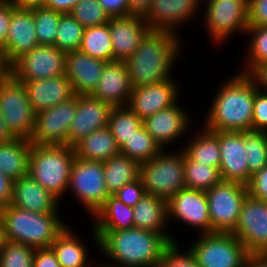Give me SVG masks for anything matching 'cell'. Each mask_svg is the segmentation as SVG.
<instances>
[{
    "label": "cell",
    "mask_w": 267,
    "mask_h": 267,
    "mask_svg": "<svg viewBox=\"0 0 267 267\" xmlns=\"http://www.w3.org/2000/svg\"><path fill=\"white\" fill-rule=\"evenodd\" d=\"M205 3L204 22L214 41L221 42L237 31L247 32L248 0H207Z\"/></svg>",
    "instance_id": "13"
},
{
    "label": "cell",
    "mask_w": 267,
    "mask_h": 267,
    "mask_svg": "<svg viewBox=\"0 0 267 267\" xmlns=\"http://www.w3.org/2000/svg\"><path fill=\"white\" fill-rule=\"evenodd\" d=\"M58 199L29 175L14 180L11 205L35 213H58Z\"/></svg>",
    "instance_id": "26"
},
{
    "label": "cell",
    "mask_w": 267,
    "mask_h": 267,
    "mask_svg": "<svg viewBox=\"0 0 267 267\" xmlns=\"http://www.w3.org/2000/svg\"><path fill=\"white\" fill-rule=\"evenodd\" d=\"M133 219L135 227L139 229L167 234L164 228L169 222L168 201L151 194H145L133 207Z\"/></svg>",
    "instance_id": "28"
},
{
    "label": "cell",
    "mask_w": 267,
    "mask_h": 267,
    "mask_svg": "<svg viewBox=\"0 0 267 267\" xmlns=\"http://www.w3.org/2000/svg\"><path fill=\"white\" fill-rule=\"evenodd\" d=\"M67 53L50 45H38L16 60L11 75L21 83L64 75Z\"/></svg>",
    "instance_id": "11"
},
{
    "label": "cell",
    "mask_w": 267,
    "mask_h": 267,
    "mask_svg": "<svg viewBox=\"0 0 267 267\" xmlns=\"http://www.w3.org/2000/svg\"><path fill=\"white\" fill-rule=\"evenodd\" d=\"M0 113L15 138L30 139L36 119L26 87L11 74L0 83Z\"/></svg>",
    "instance_id": "8"
},
{
    "label": "cell",
    "mask_w": 267,
    "mask_h": 267,
    "mask_svg": "<svg viewBox=\"0 0 267 267\" xmlns=\"http://www.w3.org/2000/svg\"><path fill=\"white\" fill-rule=\"evenodd\" d=\"M70 14L85 28L104 25L111 18L98 0H79Z\"/></svg>",
    "instance_id": "41"
},
{
    "label": "cell",
    "mask_w": 267,
    "mask_h": 267,
    "mask_svg": "<svg viewBox=\"0 0 267 267\" xmlns=\"http://www.w3.org/2000/svg\"><path fill=\"white\" fill-rule=\"evenodd\" d=\"M12 13L13 3L9 0H0V50L4 52L5 58L6 38L8 35Z\"/></svg>",
    "instance_id": "48"
},
{
    "label": "cell",
    "mask_w": 267,
    "mask_h": 267,
    "mask_svg": "<svg viewBox=\"0 0 267 267\" xmlns=\"http://www.w3.org/2000/svg\"><path fill=\"white\" fill-rule=\"evenodd\" d=\"M11 74V67L7 63L4 52L0 50V83Z\"/></svg>",
    "instance_id": "57"
},
{
    "label": "cell",
    "mask_w": 267,
    "mask_h": 267,
    "mask_svg": "<svg viewBox=\"0 0 267 267\" xmlns=\"http://www.w3.org/2000/svg\"><path fill=\"white\" fill-rule=\"evenodd\" d=\"M177 243H172L164 252L157 267H199L194 255L189 251L184 254ZM179 248V249H178Z\"/></svg>",
    "instance_id": "44"
},
{
    "label": "cell",
    "mask_w": 267,
    "mask_h": 267,
    "mask_svg": "<svg viewBox=\"0 0 267 267\" xmlns=\"http://www.w3.org/2000/svg\"><path fill=\"white\" fill-rule=\"evenodd\" d=\"M152 0H128L129 15L145 16L151 7Z\"/></svg>",
    "instance_id": "55"
},
{
    "label": "cell",
    "mask_w": 267,
    "mask_h": 267,
    "mask_svg": "<svg viewBox=\"0 0 267 267\" xmlns=\"http://www.w3.org/2000/svg\"><path fill=\"white\" fill-rule=\"evenodd\" d=\"M247 191L250 197L267 202V165L251 175Z\"/></svg>",
    "instance_id": "47"
},
{
    "label": "cell",
    "mask_w": 267,
    "mask_h": 267,
    "mask_svg": "<svg viewBox=\"0 0 267 267\" xmlns=\"http://www.w3.org/2000/svg\"><path fill=\"white\" fill-rule=\"evenodd\" d=\"M196 138L185 145L182 150L194 161L205 163L208 166L220 168L219 137L206 128L201 130Z\"/></svg>",
    "instance_id": "33"
},
{
    "label": "cell",
    "mask_w": 267,
    "mask_h": 267,
    "mask_svg": "<svg viewBox=\"0 0 267 267\" xmlns=\"http://www.w3.org/2000/svg\"><path fill=\"white\" fill-rule=\"evenodd\" d=\"M14 180L0 171V209L11 205Z\"/></svg>",
    "instance_id": "52"
},
{
    "label": "cell",
    "mask_w": 267,
    "mask_h": 267,
    "mask_svg": "<svg viewBox=\"0 0 267 267\" xmlns=\"http://www.w3.org/2000/svg\"><path fill=\"white\" fill-rule=\"evenodd\" d=\"M79 0H45L44 7L61 12L70 13Z\"/></svg>",
    "instance_id": "54"
},
{
    "label": "cell",
    "mask_w": 267,
    "mask_h": 267,
    "mask_svg": "<svg viewBox=\"0 0 267 267\" xmlns=\"http://www.w3.org/2000/svg\"><path fill=\"white\" fill-rule=\"evenodd\" d=\"M74 192L84 208L94 215L109 197L104 180V164L75 157L68 189Z\"/></svg>",
    "instance_id": "10"
},
{
    "label": "cell",
    "mask_w": 267,
    "mask_h": 267,
    "mask_svg": "<svg viewBox=\"0 0 267 267\" xmlns=\"http://www.w3.org/2000/svg\"><path fill=\"white\" fill-rule=\"evenodd\" d=\"M245 135V152L252 175L267 165V132L247 130Z\"/></svg>",
    "instance_id": "39"
},
{
    "label": "cell",
    "mask_w": 267,
    "mask_h": 267,
    "mask_svg": "<svg viewBox=\"0 0 267 267\" xmlns=\"http://www.w3.org/2000/svg\"><path fill=\"white\" fill-rule=\"evenodd\" d=\"M203 0H152L144 19L151 30H167L177 34L175 29L182 22L194 17ZM179 24V25H178Z\"/></svg>",
    "instance_id": "22"
},
{
    "label": "cell",
    "mask_w": 267,
    "mask_h": 267,
    "mask_svg": "<svg viewBox=\"0 0 267 267\" xmlns=\"http://www.w3.org/2000/svg\"><path fill=\"white\" fill-rule=\"evenodd\" d=\"M110 17L128 16V0H98Z\"/></svg>",
    "instance_id": "51"
},
{
    "label": "cell",
    "mask_w": 267,
    "mask_h": 267,
    "mask_svg": "<svg viewBox=\"0 0 267 267\" xmlns=\"http://www.w3.org/2000/svg\"><path fill=\"white\" fill-rule=\"evenodd\" d=\"M132 89L126 63L112 61L105 64L91 96L113 107L128 106Z\"/></svg>",
    "instance_id": "21"
},
{
    "label": "cell",
    "mask_w": 267,
    "mask_h": 267,
    "mask_svg": "<svg viewBox=\"0 0 267 267\" xmlns=\"http://www.w3.org/2000/svg\"><path fill=\"white\" fill-rule=\"evenodd\" d=\"M219 137L220 174L222 181L238 182L247 185L251 174L245 152V135L243 132H214Z\"/></svg>",
    "instance_id": "16"
},
{
    "label": "cell",
    "mask_w": 267,
    "mask_h": 267,
    "mask_svg": "<svg viewBox=\"0 0 267 267\" xmlns=\"http://www.w3.org/2000/svg\"><path fill=\"white\" fill-rule=\"evenodd\" d=\"M168 217H174L200 229L201 234L211 233L209 205L206 192L182 189L168 201Z\"/></svg>",
    "instance_id": "17"
},
{
    "label": "cell",
    "mask_w": 267,
    "mask_h": 267,
    "mask_svg": "<svg viewBox=\"0 0 267 267\" xmlns=\"http://www.w3.org/2000/svg\"><path fill=\"white\" fill-rule=\"evenodd\" d=\"M184 177L186 188L209 190L222 181L219 168L192 160L186 153L184 157Z\"/></svg>",
    "instance_id": "36"
},
{
    "label": "cell",
    "mask_w": 267,
    "mask_h": 267,
    "mask_svg": "<svg viewBox=\"0 0 267 267\" xmlns=\"http://www.w3.org/2000/svg\"><path fill=\"white\" fill-rule=\"evenodd\" d=\"M146 194L141 179L125 184L113 195L124 204L134 207Z\"/></svg>",
    "instance_id": "46"
},
{
    "label": "cell",
    "mask_w": 267,
    "mask_h": 267,
    "mask_svg": "<svg viewBox=\"0 0 267 267\" xmlns=\"http://www.w3.org/2000/svg\"><path fill=\"white\" fill-rule=\"evenodd\" d=\"M73 148L77 158L89 161L104 162L120 154V148L108 126L83 138Z\"/></svg>",
    "instance_id": "29"
},
{
    "label": "cell",
    "mask_w": 267,
    "mask_h": 267,
    "mask_svg": "<svg viewBox=\"0 0 267 267\" xmlns=\"http://www.w3.org/2000/svg\"><path fill=\"white\" fill-rule=\"evenodd\" d=\"M34 248L6 241L0 251V267H33Z\"/></svg>",
    "instance_id": "43"
},
{
    "label": "cell",
    "mask_w": 267,
    "mask_h": 267,
    "mask_svg": "<svg viewBox=\"0 0 267 267\" xmlns=\"http://www.w3.org/2000/svg\"><path fill=\"white\" fill-rule=\"evenodd\" d=\"M179 86L173 78L132 89L128 107L141 119L168 108L179 98Z\"/></svg>",
    "instance_id": "18"
},
{
    "label": "cell",
    "mask_w": 267,
    "mask_h": 267,
    "mask_svg": "<svg viewBox=\"0 0 267 267\" xmlns=\"http://www.w3.org/2000/svg\"><path fill=\"white\" fill-rule=\"evenodd\" d=\"M212 232H232L238 222L241 206L248 195L247 185L221 181L206 190Z\"/></svg>",
    "instance_id": "9"
},
{
    "label": "cell",
    "mask_w": 267,
    "mask_h": 267,
    "mask_svg": "<svg viewBox=\"0 0 267 267\" xmlns=\"http://www.w3.org/2000/svg\"><path fill=\"white\" fill-rule=\"evenodd\" d=\"M244 267H267V253L249 254Z\"/></svg>",
    "instance_id": "56"
},
{
    "label": "cell",
    "mask_w": 267,
    "mask_h": 267,
    "mask_svg": "<svg viewBox=\"0 0 267 267\" xmlns=\"http://www.w3.org/2000/svg\"><path fill=\"white\" fill-rule=\"evenodd\" d=\"M75 157L72 146L32 144L28 175L60 200L68 190Z\"/></svg>",
    "instance_id": "5"
},
{
    "label": "cell",
    "mask_w": 267,
    "mask_h": 267,
    "mask_svg": "<svg viewBox=\"0 0 267 267\" xmlns=\"http://www.w3.org/2000/svg\"><path fill=\"white\" fill-rule=\"evenodd\" d=\"M184 157L185 152L181 149L178 153L162 150L151 160L141 163L139 178L146 194L169 201L185 189Z\"/></svg>",
    "instance_id": "6"
},
{
    "label": "cell",
    "mask_w": 267,
    "mask_h": 267,
    "mask_svg": "<svg viewBox=\"0 0 267 267\" xmlns=\"http://www.w3.org/2000/svg\"><path fill=\"white\" fill-rule=\"evenodd\" d=\"M79 50L93 58L114 61L109 23L85 28Z\"/></svg>",
    "instance_id": "34"
},
{
    "label": "cell",
    "mask_w": 267,
    "mask_h": 267,
    "mask_svg": "<svg viewBox=\"0 0 267 267\" xmlns=\"http://www.w3.org/2000/svg\"><path fill=\"white\" fill-rule=\"evenodd\" d=\"M187 113L176 102L172 106L162 109L142 120L146 131L155 139L159 146H167L186 133L190 120Z\"/></svg>",
    "instance_id": "23"
},
{
    "label": "cell",
    "mask_w": 267,
    "mask_h": 267,
    "mask_svg": "<svg viewBox=\"0 0 267 267\" xmlns=\"http://www.w3.org/2000/svg\"><path fill=\"white\" fill-rule=\"evenodd\" d=\"M231 233L242 242L249 254L267 253L266 203L247 195Z\"/></svg>",
    "instance_id": "14"
},
{
    "label": "cell",
    "mask_w": 267,
    "mask_h": 267,
    "mask_svg": "<svg viewBox=\"0 0 267 267\" xmlns=\"http://www.w3.org/2000/svg\"><path fill=\"white\" fill-rule=\"evenodd\" d=\"M78 236L69 227L65 229L56 237L50 248L56 255L61 267H87L88 252L85 244L80 241Z\"/></svg>",
    "instance_id": "31"
},
{
    "label": "cell",
    "mask_w": 267,
    "mask_h": 267,
    "mask_svg": "<svg viewBox=\"0 0 267 267\" xmlns=\"http://www.w3.org/2000/svg\"><path fill=\"white\" fill-rule=\"evenodd\" d=\"M77 108V95L36 113L35 126L29 139L38 145H67L70 126Z\"/></svg>",
    "instance_id": "12"
},
{
    "label": "cell",
    "mask_w": 267,
    "mask_h": 267,
    "mask_svg": "<svg viewBox=\"0 0 267 267\" xmlns=\"http://www.w3.org/2000/svg\"><path fill=\"white\" fill-rule=\"evenodd\" d=\"M95 217V233H108L134 228L133 207L124 204L114 195H109L104 204L92 216Z\"/></svg>",
    "instance_id": "27"
},
{
    "label": "cell",
    "mask_w": 267,
    "mask_h": 267,
    "mask_svg": "<svg viewBox=\"0 0 267 267\" xmlns=\"http://www.w3.org/2000/svg\"><path fill=\"white\" fill-rule=\"evenodd\" d=\"M249 26H267V0H248Z\"/></svg>",
    "instance_id": "49"
},
{
    "label": "cell",
    "mask_w": 267,
    "mask_h": 267,
    "mask_svg": "<svg viewBox=\"0 0 267 267\" xmlns=\"http://www.w3.org/2000/svg\"><path fill=\"white\" fill-rule=\"evenodd\" d=\"M107 62L93 58L80 50L67 53L66 76L76 95H91L98 85Z\"/></svg>",
    "instance_id": "24"
},
{
    "label": "cell",
    "mask_w": 267,
    "mask_h": 267,
    "mask_svg": "<svg viewBox=\"0 0 267 267\" xmlns=\"http://www.w3.org/2000/svg\"><path fill=\"white\" fill-rule=\"evenodd\" d=\"M247 34H251L249 58L247 66L241 71L249 74L255 67L267 63V26H249Z\"/></svg>",
    "instance_id": "42"
},
{
    "label": "cell",
    "mask_w": 267,
    "mask_h": 267,
    "mask_svg": "<svg viewBox=\"0 0 267 267\" xmlns=\"http://www.w3.org/2000/svg\"><path fill=\"white\" fill-rule=\"evenodd\" d=\"M249 75L256 83L258 90L267 93V63L255 67ZM260 86V87H259ZM265 90V91H264Z\"/></svg>",
    "instance_id": "53"
},
{
    "label": "cell",
    "mask_w": 267,
    "mask_h": 267,
    "mask_svg": "<svg viewBox=\"0 0 267 267\" xmlns=\"http://www.w3.org/2000/svg\"><path fill=\"white\" fill-rule=\"evenodd\" d=\"M6 241L7 240H6V236H5L3 222H2L1 217H0V251L4 247Z\"/></svg>",
    "instance_id": "60"
},
{
    "label": "cell",
    "mask_w": 267,
    "mask_h": 267,
    "mask_svg": "<svg viewBox=\"0 0 267 267\" xmlns=\"http://www.w3.org/2000/svg\"><path fill=\"white\" fill-rule=\"evenodd\" d=\"M141 125L142 120L128 106L114 107L108 122L119 148Z\"/></svg>",
    "instance_id": "37"
},
{
    "label": "cell",
    "mask_w": 267,
    "mask_h": 267,
    "mask_svg": "<svg viewBox=\"0 0 267 267\" xmlns=\"http://www.w3.org/2000/svg\"><path fill=\"white\" fill-rule=\"evenodd\" d=\"M181 39L167 30H149L125 63L133 88L162 82L171 77ZM178 54V56H177Z\"/></svg>",
    "instance_id": "3"
},
{
    "label": "cell",
    "mask_w": 267,
    "mask_h": 267,
    "mask_svg": "<svg viewBox=\"0 0 267 267\" xmlns=\"http://www.w3.org/2000/svg\"><path fill=\"white\" fill-rule=\"evenodd\" d=\"M114 107L91 95H77V108L68 134V146H74L80 140L96 130L108 126Z\"/></svg>",
    "instance_id": "15"
},
{
    "label": "cell",
    "mask_w": 267,
    "mask_h": 267,
    "mask_svg": "<svg viewBox=\"0 0 267 267\" xmlns=\"http://www.w3.org/2000/svg\"><path fill=\"white\" fill-rule=\"evenodd\" d=\"M100 266H101V267H114V266H111V265H108V264H106V265H105V264H104V265H99L98 267H100ZM96 267H97V266H96Z\"/></svg>",
    "instance_id": "61"
},
{
    "label": "cell",
    "mask_w": 267,
    "mask_h": 267,
    "mask_svg": "<svg viewBox=\"0 0 267 267\" xmlns=\"http://www.w3.org/2000/svg\"><path fill=\"white\" fill-rule=\"evenodd\" d=\"M98 248L114 267H157L165 250L177 241L169 234H159L137 227L108 233H95Z\"/></svg>",
    "instance_id": "1"
},
{
    "label": "cell",
    "mask_w": 267,
    "mask_h": 267,
    "mask_svg": "<svg viewBox=\"0 0 267 267\" xmlns=\"http://www.w3.org/2000/svg\"><path fill=\"white\" fill-rule=\"evenodd\" d=\"M59 213H35L13 205L0 209L6 240L34 249L50 248L66 225Z\"/></svg>",
    "instance_id": "4"
},
{
    "label": "cell",
    "mask_w": 267,
    "mask_h": 267,
    "mask_svg": "<svg viewBox=\"0 0 267 267\" xmlns=\"http://www.w3.org/2000/svg\"><path fill=\"white\" fill-rule=\"evenodd\" d=\"M103 164L104 180L110 195L116 193L125 184L139 179L140 164L121 153L112 156Z\"/></svg>",
    "instance_id": "32"
},
{
    "label": "cell",
    "mask_w": 267,
    "mask_h": 267,
    "mask_svg": "<svg viewBox=\"0 0 267 267\" xmlns=\"http://www.w3.org/2000/svg\"><path fill=\"white\" fill-rule=\"evenodd\" d=\"M31 146L25 138H13L0 144V171L12 180L28 176Z\"/></svg>",
    "instance_id": "30"
},
{
    "label": "cell",
    "mask_w": 267,
    "mask_h": 267,
    "mask_svg": "<svg viewBox=\"0 0 267 267\" xmlns=\"http://www.w3.org/2000/svg\"><path fill=\"white\" fill-rule=\"evenodd\" d=\"M23 84L36 113L67 101L75 95L66 74L49 79L25 81Z\"/></svg>",
    "instance_id": "25"
},
{
    "label": "cell",
    "mask_w": 267,
    "mask_h": 267,
    "mask_svg": "<svg viewBox=\"0 0 267 267\" xmlns=\"http://www.w3.org/2000/svg\"><path fill=\"white\" fill-rule=\"evenodd\" d=\"M34 8H21L13 4V13L6 38V61L11 66L25 53L37 47Z\"/></svg>",
    "instance_id": "20"
},
{
    "label": "cell",
    "mask_w": 267,
    "mask_h": 267,
    "mask_svg": "<svg viewBox=\"0 0 267 267\" xmlns=\"http://www.w3.org/2000/svg\"><path fill=\"white\" fill-rule=\"evenodd\" d=\"M85 27L70 13L61 14L54 46L65 53L79 50Z\"/></svg>",
    "instance_id": "38"
},
{
    "label": "cell",
    "mask_w": 267,
    "mask_h": 267,
    "mask_svg": "<svg viewBox=\"0 0 267 267\" xmlns=\"http://www.w3.org/2000/svg\"><path fill=\"white\" fill-rule=\"evenodd\" d=\"M12 2L16 7L21 8H34L43 6L45 0H9Z\"/></svg>",
    "instance_id": "58"
},
{
    "label": "cell",
    "mask_w": 267,
    "mask_h": 267,
    "mask_svg": "<svg viewBox=\"0 0 267 267\" xmlns=\"http://www.w3.org/2000/svg\"><path fill=\"white\" fill-rule=\"evenodd\" d=\"M238 73L224 82L214 96L207 118L202 124L207 130H252L254 96L258 88L249 74Z\"/></svg>",
    "instance_id": "2"
},
{
    "label": "cell",
    "mask_w": 267,
    "mask_h": 267,
    "mask_svg": "<svg viewBox=\"0 0 267 267\" xmlns=\"http://www.w3.org/2000/svg\"><path fill=\"white\" fill-rule=\"evenodd\" d=\"M252 130L267 132V93L260 90L254 96Z\"/></svg>",
    "instance_id": "45"
},
{
    "label": "cell",
    "mask_w": 267,
    "mask_h": 267,
    "mask_svg": "<svg viewBox=\"0 0 267 267\" xmlns=\"http://www.w3.org/2000/svg\"><path fill=\"white\" fill-rule=\"evenodd\" d=\"M163 149L155 139L146 131L143 124L120 147V153L139 164L147 162L159 154Z\"/></svg>",
    "instance_id": "35"
},
{
    "label": "cell",
    "mask_w": 267,
    "mask_h": 267,
    "mask_svg": "<svg viewBox=\"0 0 267 267\" xmlns=\"http://www.w3.org/2000/svg\"><path fill=\"white\" fill-rule=\"evenodd\" d=\"M33 267H61L51 248L35 249Z\"/></svg>",
    "instance_id": "50"
},
{
    "label": "cell",
    "mask_w": 267,
    "mask_h": 267,
    "mask_svg": "<svg viewBox=\"0 0 267 267\" xmlns=\"http://www.w3.org/2000/svg\"><path fill=\"white\" fill-rule=\"evenodd\" d=\"M61 14L44 6L34 7V22L39 45L54 46Z\"/></svg>",
    "instance_id": "40"
},
{
    "label": "cell",
    "mask_w": 267,
    "mask_h": 267,
    "mask_svg": "<svg viewBox=\"0 0 267 267\" xmlns=\"http://www.w3.org/2000/svg\"><path fill=\"white\" fill-rule=\"evenodd\" d=\"M189 251L199 267H244L249 256L245 246L231 232L201 234Z\"/></svg>",
    "instance_id": "7"
},
{
    "label": "cell",
    "mask_w": 267,
    "mask_h": 267,
    "mask_svg": "<svg viewBox=\"0 0 267 267\" xmlns=\"http://www.w3.org/2000/svg\"><path fill=\"white\" fill-rule=\"evenodd\" d=\"M108 23L114 61L125 62L131 57L150 30L144 17L138 15L111 17Z\"/></svg>",
    "instance_id": "19"
},
{
    "label": "cell",
    "mask_w": 267,
    "mask_h": 267,
    "mask_svg": "<svg viewBox=\"0 0 267 267\" xmlns=\"http://www.w3.org/2000/svg\"><path fill=\"white\" fill-rule=\"evenodd\" d=\"M15 138L8 130V127L0 113V144L8 142Z\"/></svg>",
    "instance_id": "59"
}]
</instances>
